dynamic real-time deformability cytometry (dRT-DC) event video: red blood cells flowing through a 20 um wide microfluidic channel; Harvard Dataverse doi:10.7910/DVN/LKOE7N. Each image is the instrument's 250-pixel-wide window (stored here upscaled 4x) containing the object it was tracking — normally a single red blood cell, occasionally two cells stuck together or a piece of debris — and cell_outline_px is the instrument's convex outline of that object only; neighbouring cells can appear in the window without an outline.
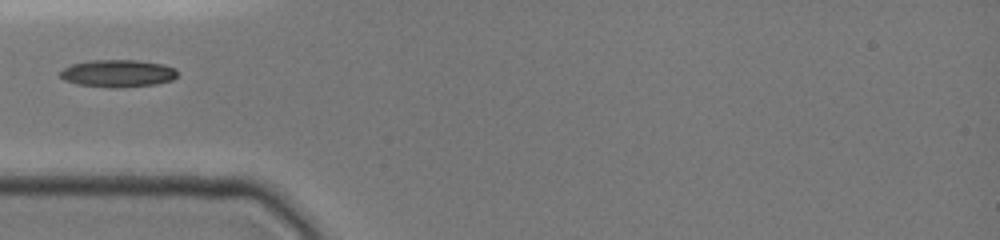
{"species": "common noctule bat (a hibernating species)", "species_latin": "Nyctalus noctula", "temperature_condition": "cold", "stored_images_in_passage": 17, "camera_frame_rate_fps": 3000, "um_per_image_px": 0.085, "animal": {"sex": "female", "body_mass_g": 19.0, "forearm_length_mm": 51.5}, "frame": {"image": 1, "passage_image": 1, "time_ms": 0.0, "image_size_px": [1000, 240], "cell_outline_px": [[176, 76], [172, 80], [156, 84], [116, 88], [108, 88], [80, 84], [64, 80], [60, 76], [60, 72], [64, 68], [72, 64], [92, 60], [136, 60], [164, 64], [176, 68]], "centroid_in_image_um": [10.03, 6.24], "position_along_channel_um": 75.0, "area_um2": 18.67}}
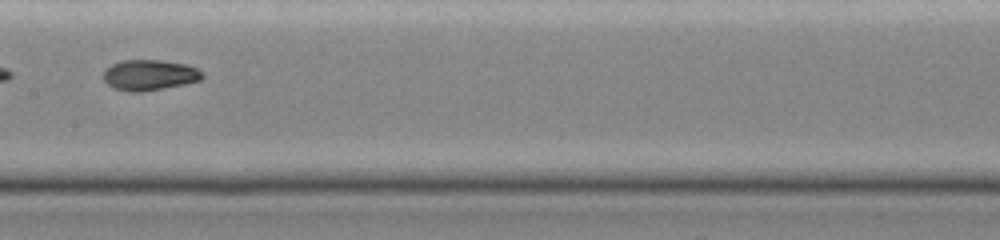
{"frame": {"image": 2, "passage_image": 10, "time_ms": 3.0, "image_size_px": [1000, 240], "cell_outline_px": [[204, 76], [200, 80], [184, 84], [144, 92], [128, 92], [112, 88], [104, 80], [104, 72], [112, 64], [120, 60], [160, 60], [188, 64], [200, 68]], "centroid_in_image_um": [12.73, 6.38], "position_along_channel_um": 194.7, "area_um2": 17.86}}